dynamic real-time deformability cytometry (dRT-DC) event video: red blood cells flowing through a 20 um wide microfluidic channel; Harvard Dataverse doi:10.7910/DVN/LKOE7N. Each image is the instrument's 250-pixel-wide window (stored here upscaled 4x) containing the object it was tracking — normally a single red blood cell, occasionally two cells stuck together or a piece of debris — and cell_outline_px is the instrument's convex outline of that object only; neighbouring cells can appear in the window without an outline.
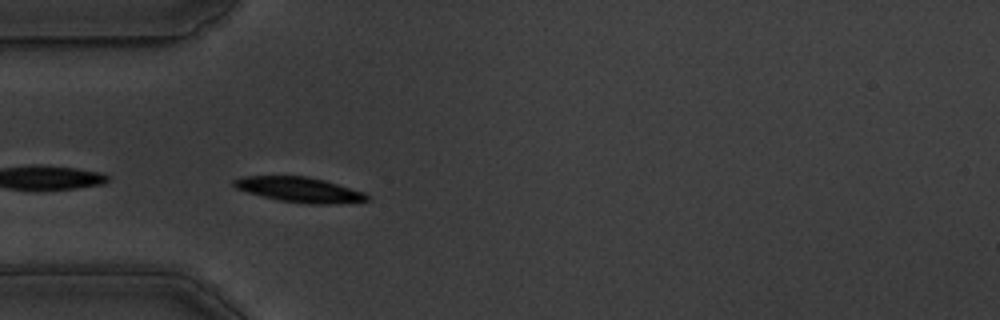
{"species": "common noctule bat (a hibernating species)", "species_latin": "Nyctalus noctula", "temperature_condition": "warm", "stored_images_in_passage": 9, "camera_frame_rate_fps": 3000, "um_per_image_px": 0.085, "animal": {"sex": "male", "body_mass_g": 19.5, "forearm_length_mm": 54.6}, "frame": {"image": 1, "passage_image": 2, "time_ms": 0.333, "image_size_px": [1000, 320], "cell_outline_px": [[368, 200], [332, 204], [308, 204], [280, 200], [248, 192], [236, 188], [232, 184], [232, 180], [244, 176], [308, 176], [324, 180], [364, 192], [368, 196]], "centroid_in_image_um": [25.44, 16.11], "position_along_channel_um": 59.6, "area_um2": 19.19}}
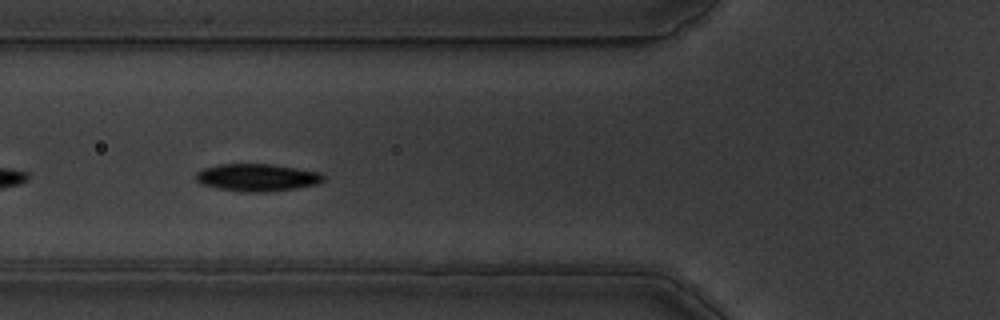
{"frame": {"image": 2, "passage_image": 6, "time_ms": 1.667, "image_size_px": [1000, 320], "cell_outline_px": [[324, 180], [316, 184], [292, 188], [260, 192], [244, 192], [220, 188], [200, 184], [196, 180], [196, 172], [204, 168], [216, 164], [272, 164], [320, 172], [324, 176]], "centroid_in_image_um": [21.81, 15.07], "position_along_channel_um": 104.0, "area_um2": 20.11}}